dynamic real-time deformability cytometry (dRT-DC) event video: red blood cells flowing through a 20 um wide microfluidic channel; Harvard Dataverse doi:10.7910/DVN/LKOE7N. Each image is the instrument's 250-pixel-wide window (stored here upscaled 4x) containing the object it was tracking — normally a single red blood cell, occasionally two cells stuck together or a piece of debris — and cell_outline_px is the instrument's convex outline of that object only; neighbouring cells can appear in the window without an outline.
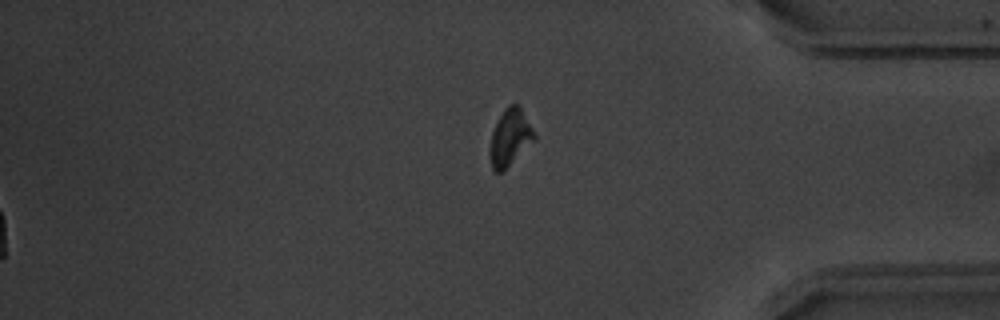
{"species": "common noctule bat (a hibernating species)", "species_latin": "Nyctalus noctula", "temperature_condition": "warm", "stored_images_in_passage": 42, "segment_of_instrument_passage": [2, 2], "camera_frame_rate_fps": 3000, "um_per_image_px": 0.085, "animal": {"sex": "male", "body_mass_g": 20.1, "forearm_length_mm": 53.5}, "frame": {"image": 1, "passage_image": 42, "time_ms": 13.667, "image_size_px": [1000, 320], "cell_outline_px": [[536, 140], [504, 172], [496, 172], [492, 168], [492, 132], [496, 120], [504, 108], [508, 104], [516, 104], [520, 108], [532, 128], [536, 136]], "centroid_in_image_um": [43.39, 11.69], "position_along_channel_um": 391.8, "area_um2": 14.51}}